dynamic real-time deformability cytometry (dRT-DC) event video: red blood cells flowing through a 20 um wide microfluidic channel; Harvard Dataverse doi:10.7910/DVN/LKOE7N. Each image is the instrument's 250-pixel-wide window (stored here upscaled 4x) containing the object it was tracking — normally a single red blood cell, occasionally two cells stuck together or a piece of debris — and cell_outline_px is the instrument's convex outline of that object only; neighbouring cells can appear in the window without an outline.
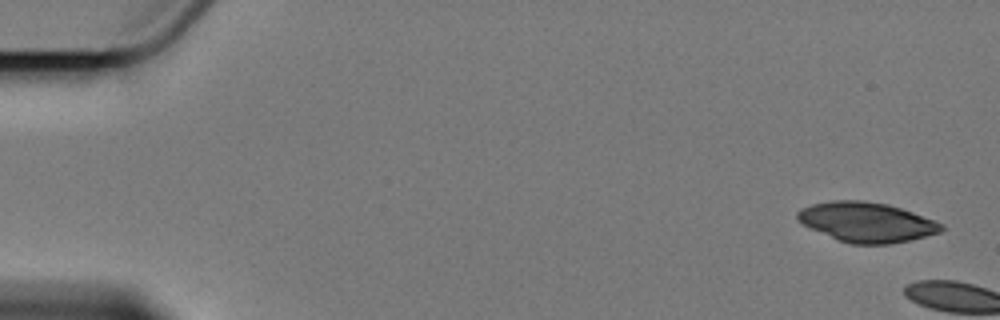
{"species": "Egyptian fruit bat (a non-hibernating species)", "species_latin": "Rousettus aegyptiacus", "temperature_condition": "cold", "stored_images_in_passage": 2, "camera_frame_rate_fps": 3000, "um_per_image_px": 0.085, "animal": {"sex": "female"}, "frame": {"image": 1, "passage_image": 1, "time_ms": 0.0, "image_size_px": [1000, 320], "cell_outline_px": [[944, 228], [940, 232], [908, 240], [888, 244], [852, 244], [840, 240], [800, 224], [796, 220], [796, 212], [812, 204], [832, 200], [864, 200], [888, 204], [912, 212], [944, 224]], "centroid_in_image_um": [73.63, 18.87], "position_along_channel_um": 11.4, "area_um2": 33.12}}